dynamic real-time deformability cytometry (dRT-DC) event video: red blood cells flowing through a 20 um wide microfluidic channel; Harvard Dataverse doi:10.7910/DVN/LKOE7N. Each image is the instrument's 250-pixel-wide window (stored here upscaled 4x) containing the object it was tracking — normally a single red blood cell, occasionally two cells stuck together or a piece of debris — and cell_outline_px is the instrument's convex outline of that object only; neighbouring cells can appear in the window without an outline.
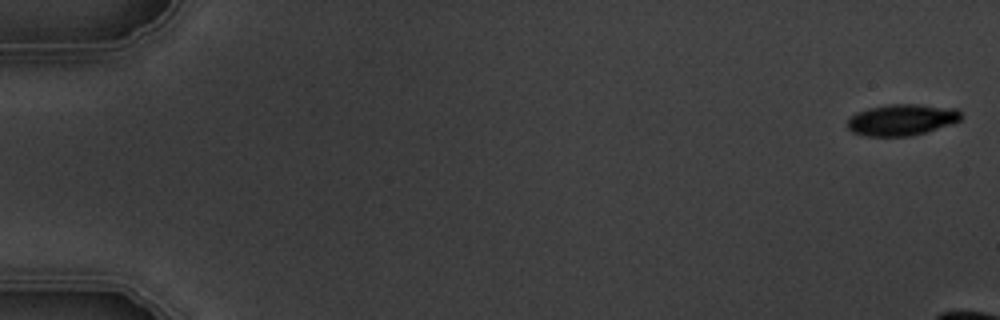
{"species": "common noctule bat (a hibernating species)", "species_latin": "Nyctalus noctula", "temperature_condition": "warm", "stored_images_in_passage": 4, "camera_frame_rate_fps": 3000, "um_per_image_px": 0.085, "animal": {"sex": "male", "body_mass_g": 19.5, "forearm_length_mm": 54.6}, "frame": {"image": 1, "passage_image": 1, "time_ms": 0.0, "image_size_px": [1000, 320], "cell_outline_px": [[960, 120], [952, 124], [912, 136], [868, 136], [852, 132], [848, 128], [848, 116], [856, 112], [868, 108], [888, 104], [916, 104], [956, 108], [960, 112]], "centroid_in_image_um": [76.62, 10.18], "position_along_channel_um": 8.4, "area_um2": 20.81}}